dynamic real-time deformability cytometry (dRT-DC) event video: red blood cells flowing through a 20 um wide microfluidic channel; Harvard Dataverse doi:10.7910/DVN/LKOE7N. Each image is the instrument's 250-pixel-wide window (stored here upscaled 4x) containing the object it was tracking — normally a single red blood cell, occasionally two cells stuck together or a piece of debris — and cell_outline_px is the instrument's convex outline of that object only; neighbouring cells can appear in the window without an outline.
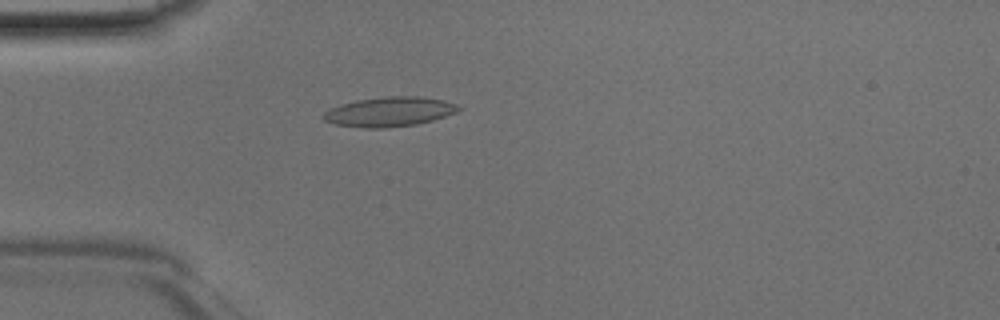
{"species": "Egyptian fruit bat (a non-hibernating species)", "species_latin": "Rousettus aegyptiacus", "temperature_condition": "room temperature", "stored_images_in_passage": 41, "camera_frame_rate_fps": 3000, "um_per_image_px": 0.085, "animal": {"sex": "male"}, "frame": {"image": 1, "passage_image": 8, "time_ms": 2.333, "image_size_px": [1000, 320], "cell_outline_px": [[464, 108], [456, 112], [432, 120], [416, 124], [384, 128], [364, 128], [336, 124], [324, 120], [320, 116], [328, 108], [340, 104], [356, 100], [384, 96], [420, 96], [444, 100], [456, 104]], "centroid_in_image_um": [33.07, 9.49], "position_along_channel_um": 51.9, "area_um2": 23.47}}
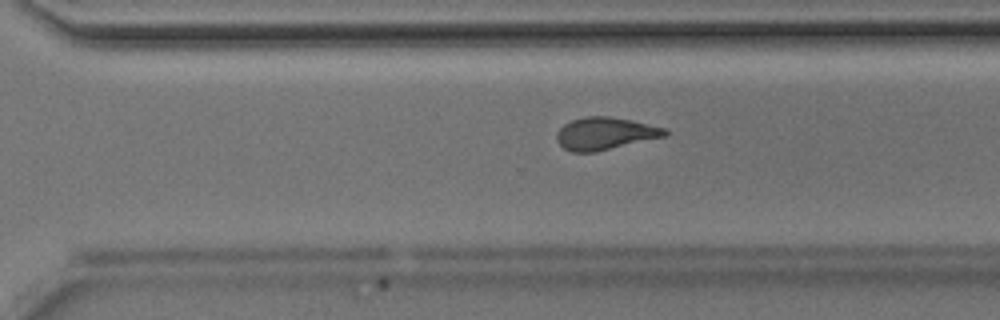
{"frame": {"image": 2, "passage_image": 27, "time_ms": 8.667, "image_size_px": [1000, 320], "cell_outline_px": [[668, 136], [596, 152], [572, 152], [564, 148], [556, 140], [556, 132], [564, 124], [572, 120], [584, 116], [608, 116], [632, 120], [668, 128]], "centroid_in_image_um": [51.47, 11.35], "position_along_channel_um": 319.1, "area_um2": 20.75}}
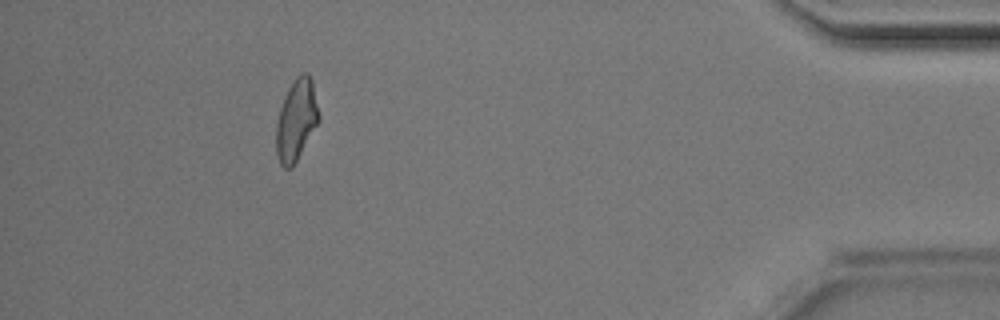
{"frame": {"image": 3, "passage_image": 37, "time_ms": 12.0, "image_size_px": [1000, 320], "cell_outline_px": [[320, 120], [292, 168], [284, 168], [280, 164], [276, 152], [276, 124], [280, 108], [284, 96], [288, 88], [296, 76], [300, 72], [308, 72], [312, 80], [320, 116]], "centroid_in_image_um": [25.19, 10.18], "position_along_channel_um": 410.0, "area_um2": 20.35}}